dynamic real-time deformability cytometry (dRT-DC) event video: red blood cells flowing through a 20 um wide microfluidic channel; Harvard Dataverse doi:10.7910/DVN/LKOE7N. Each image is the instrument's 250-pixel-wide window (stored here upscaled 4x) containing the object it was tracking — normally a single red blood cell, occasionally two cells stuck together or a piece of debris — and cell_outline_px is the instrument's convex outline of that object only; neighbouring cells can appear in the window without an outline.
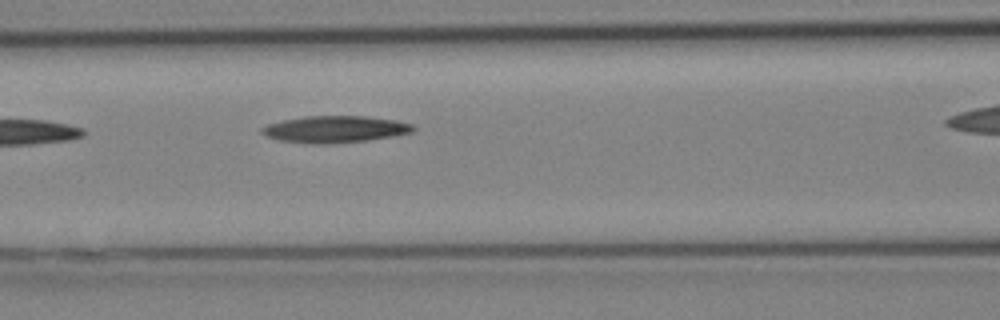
{"species": "Egyptian fruit bat (a non-hibernating species)", "species_latin": "Rousettus aegyptiacus", "temperature_condition": "cold", "stored_images_in_passage": 5, "camera_frame_rate_fps": 3000, "um_per_image_px": 0.085, "animal": {"sex": "female"}, "frame": {"image": 1, "passage_image": 4, "time_ms": 1.0, "image_size_px": [1000, 320], "cell_outline_px": [[416, 128], [412, 132], [392, 136], [368, 140], [316, 144], [312, 144], [280, 140], [264, 136], [260, 132], [260, 128], [268, 124], [284, 120], [304, 116], [364, 116], [396, 120], [412, 124]], "centroid_in_image_um": [28.45, 10.98], "position_along_channel_um": 138.2, "area_um2": 23.47}}